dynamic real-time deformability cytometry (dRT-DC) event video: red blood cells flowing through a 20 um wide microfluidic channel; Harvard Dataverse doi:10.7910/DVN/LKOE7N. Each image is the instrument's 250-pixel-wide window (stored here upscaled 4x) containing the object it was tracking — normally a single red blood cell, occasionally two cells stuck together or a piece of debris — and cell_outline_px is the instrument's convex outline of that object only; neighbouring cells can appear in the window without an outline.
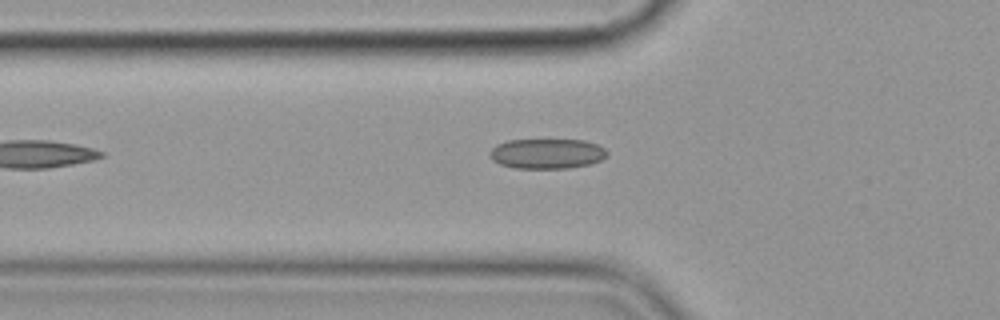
{"species": "common noctule bat (a hibernating species)", "species_latin": "Nyctalus noctula", "temperature_condition": "cold", "stored_images_in_passage": 3, "camera_frame_rate_fps": 3000, "um_per_image_px": 0.085, "animal": {"sex": "female", "body_mass_g": 19.9}, "frame": {"image": 1, "passage_image": 3, "time_ms": 3.0, "image_size_px": [1000, 320], "cell_outline_px": [[608, 152], [600, 160], [592, 164], [568, 168], [516, 168], [500, 164], [492, 160], [488, 152], [496, 144], [508, 140], [584, 140], [596, 144], [604, 148]], "centroid_in_image_um": [46.46, 13.06], "position_along_channel_um": 79.3, "area_um2": 20.52}}